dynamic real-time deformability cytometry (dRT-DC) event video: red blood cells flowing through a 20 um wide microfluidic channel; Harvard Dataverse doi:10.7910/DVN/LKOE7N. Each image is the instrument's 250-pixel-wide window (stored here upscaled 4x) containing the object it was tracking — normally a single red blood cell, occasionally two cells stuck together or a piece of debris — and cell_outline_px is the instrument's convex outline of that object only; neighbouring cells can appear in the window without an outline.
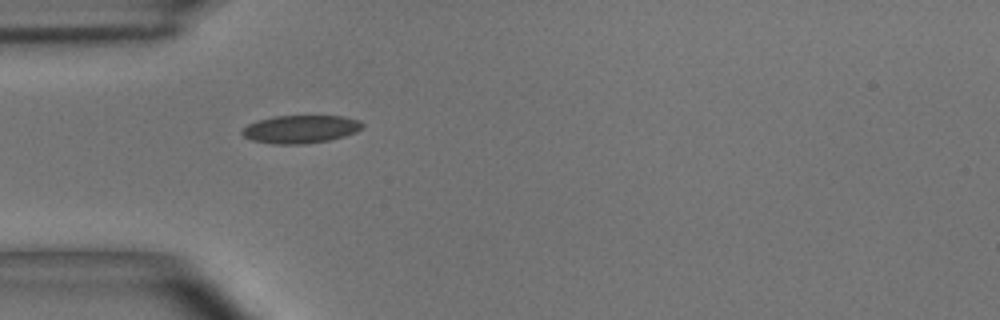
{"species": "common noctule bat (a hibernating species)", "species_latin": "Nyctalus noctula", "temperature_condition": "room temperature", "stored_images_in_passage": 39, "camera_frame_rate_fps": 3000, "um_per_image_px": 0.085, "animal": {"sex": "male", "body_mass_g": 15.6}, "frame": {"image": 1, "passage_image": 1, "time_ms": 0.0, "image_size_px": [1000, 320], "cell_outline_px": [[364, 124], [356, 132], [344, 136], [328, 140], [304, 144], [272, 144], [252, 140], [244, 136], [240, 132], [248, 124], [260, 120], [276, 116], [340, 116], [360, 120]], "centroid_in_image_um": [25.55, 10.98], "position_along_channel_um": 59.5, "area_um2": 19.42}}
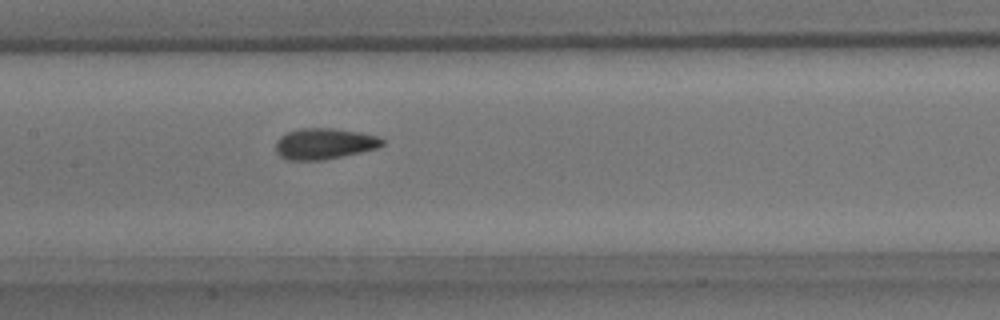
{"frame": {"image": 2, "passage_image": 11, "time_ms": 3.333, "image_size_px": [1000, 320], "cell_outline_px": [[384, 144], [380, 148], [320, 160], [284, 160], [276, 152], [276, 140], [280, 136], [288, 132], [300, 128], [332, 128], [360, 132], [376, 136], [384, 140]], "centroid_in_image_um": [27.55, 12.21], "position_along_channel_um": 179.9, "area_um2": 19.25}}
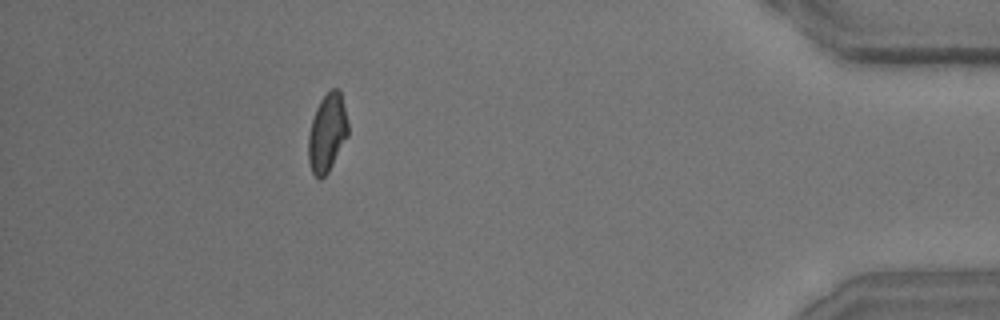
{"frame": {"image": 3, "passage_image": 34, "time_ms": 11.0, "image_size_px": [1000, 320], "cell_outline_px": [[348, 136], [328, 172], [320, 180], [312, 172], [308, 160], [308, 136], [312, 120], [316, 108], [320, 100], [332, 88], [340, 88], [348, 124]], "centroid_in_image_um": [27.81, 11.28], "position_along_channel_um": 407.4, "area_um2": 18.03}, "authors_computed_cell_mechanics": {"area_um2": 18.5538, "velocity_mm_per_s": 3.6513, "shape_relaxation_time_tau1_ms": 4.0044, "shape_relaxation_time_tau2_ms": 1.1133, "deformation_change_tau1": 0.1341, "deformation_change_tau2": 0.0706}}